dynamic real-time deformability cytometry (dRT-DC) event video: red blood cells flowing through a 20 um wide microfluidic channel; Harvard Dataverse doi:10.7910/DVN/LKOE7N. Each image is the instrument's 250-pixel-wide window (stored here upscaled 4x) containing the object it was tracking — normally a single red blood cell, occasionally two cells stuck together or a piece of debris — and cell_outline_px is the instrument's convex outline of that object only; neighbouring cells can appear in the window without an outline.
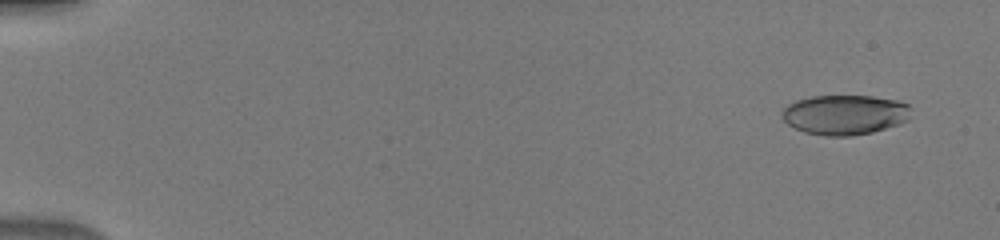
{"species": "human", "species_latin": "Homo sapiens", "temperature_condition": "warm", "stored_images_in_passage": 51, "camera_frame_rate_fps": 3000, "um_per_image_px": 0.085, "donor": {"sex": "male"}, "frame": {"image": 1, "passage_image": 4, "time_ms": 1.0, "image_size_px": [1000, 240], "cell_outline_px": [[912, 108], [908, 120], [900, 124], [872, 132], [852, 136], [824, 136], [804, 132], [788, 124], [784, 120], [780, 112], [788, 104], [796, 100], [812, 96], [872, 96], [896, 100], [908, 104]], "centroid_in_image_um": [71.82, 9.75], "position_along_channel_um": 13.2, "area_um2": 30.17}}
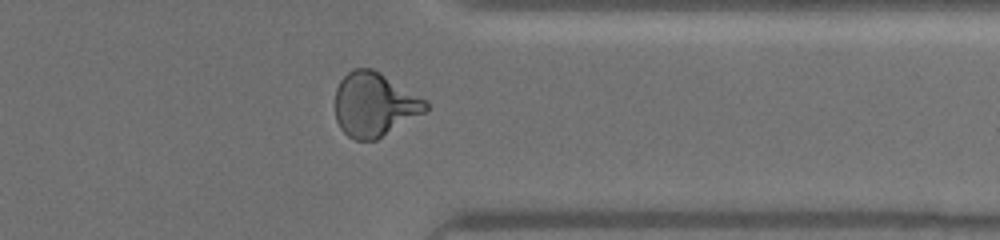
{"frame": {"image": 2, "passage_image": 42, "time_ms": 13.667, "image_size_px": [1000, 240], "cell_outline_px": [[428, 108], [424, 112], [376, 140], [356, 140], [348, 136], [340, 128], [336, 120], [336, 88], [340, 80], [352, 68], [372, 68], [380, 72], [428, 100]], "centroid_in_image_um": [31.82, 8.87], "position_along_channel_um": 379.6, "area_um2": 33.76}}
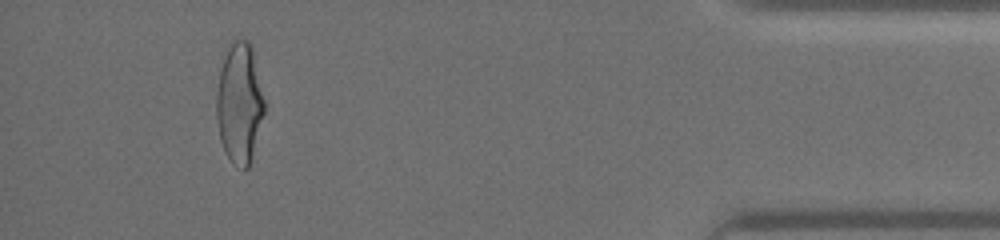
{"frame": {"image": 3, "passage_image": 48, "time_ms": 15.667, "image_size_px": [1000, 240], "cell_outline_px": [[264, 112], [252, 156], [248, 168], [244, 168], [232, 160], [224, 152], [220, 140], [216, 116], [216, 92], [220, 72], [228, 40], [248, 40], [252, 44], [264, 100]], "centroid_in_image_um": [20.34, 8.69], "position_along_channel_um": 414.9, "area_um2": 33.47}}